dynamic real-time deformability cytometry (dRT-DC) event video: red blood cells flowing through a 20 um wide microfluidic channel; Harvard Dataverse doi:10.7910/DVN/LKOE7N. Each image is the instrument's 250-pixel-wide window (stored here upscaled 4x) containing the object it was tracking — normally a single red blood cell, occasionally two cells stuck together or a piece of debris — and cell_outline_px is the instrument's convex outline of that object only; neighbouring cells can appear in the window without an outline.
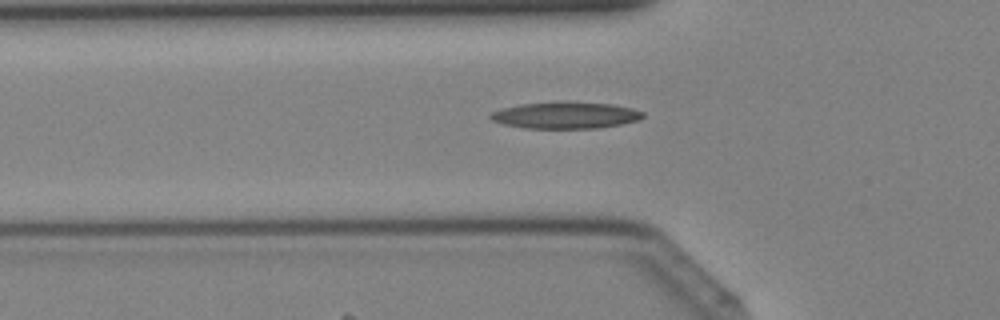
{"species": "Egyptian fruit bat (a non-hibernating species)", "species_latin": "Rousettus aegyptiacus", "temperature_condition": "cold", "stored_images_in_passage": 31, "camera_frame_rate_fps": 3000, "um_per_image_px": 0.085, "animal": {"sex": "female"}, "frame": {"image": 1, "passage_image": 8, "time_ms": 2.333, "image_size_px": [1000, 320], "cell_outline_px": [[644, 116], [640, 120], [600, 128], [524, 128], [504, 124], [492, 120], [488, 116], [492, 112], [504, 108], [520, 104], [560, 100], [612, 104], [632, 108], [644, 112]], "centroid_in_image_um": [48.09, 9.78], "position_along_channel_um": 77.7, "area_um2": 23.99}}
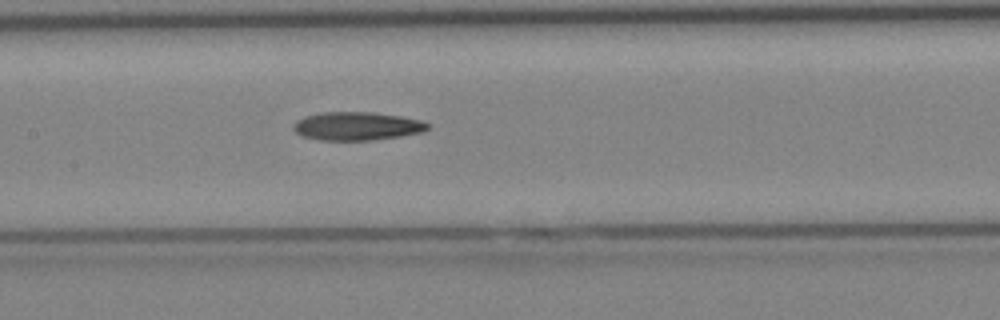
{"frame": {"image": 2, "passage_image": 14, "time_ms": 4.333, "image_size_px": [1000, 320], "cell_outline_px": [[432, 124], [424, 132], [400, 136], [372, 140], [320, 140], [300, 136], [292, 128], [292, 124], [296, 120], [304, 116], [324, 112], [372, 112], [400, 116], [420, 120]], "centroid_in_image_um": [30.32, 10.72], "position_along_channel_um": 177.1, "area_um2": 22.37}}
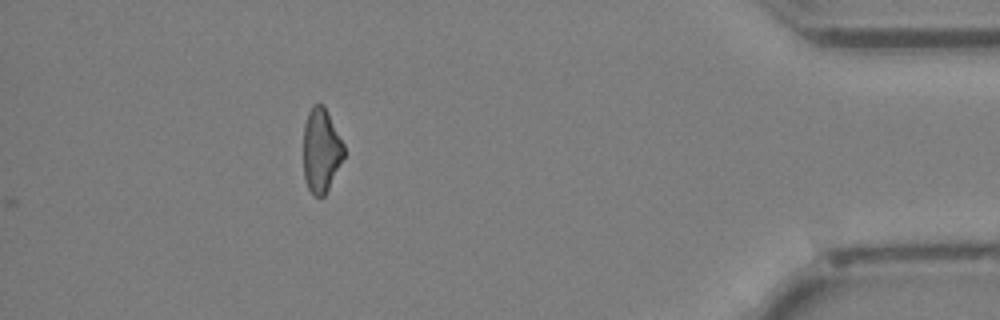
{"frame": {"image": 3, "passage_image": 31, "time_ms": 10.0, "image_size_px": [1000, 320], "cell_outline_px": [[344, 156], [324, 196], [312, 196], [308, 188], [304, 176], [304, 124], [308, 112], [312, 104], [324, 104], [344, 144]], "centroid_in_image_um": [27.29, 12.75], "position_along_channel_um": 407.9, "area_um2": 19.77}}